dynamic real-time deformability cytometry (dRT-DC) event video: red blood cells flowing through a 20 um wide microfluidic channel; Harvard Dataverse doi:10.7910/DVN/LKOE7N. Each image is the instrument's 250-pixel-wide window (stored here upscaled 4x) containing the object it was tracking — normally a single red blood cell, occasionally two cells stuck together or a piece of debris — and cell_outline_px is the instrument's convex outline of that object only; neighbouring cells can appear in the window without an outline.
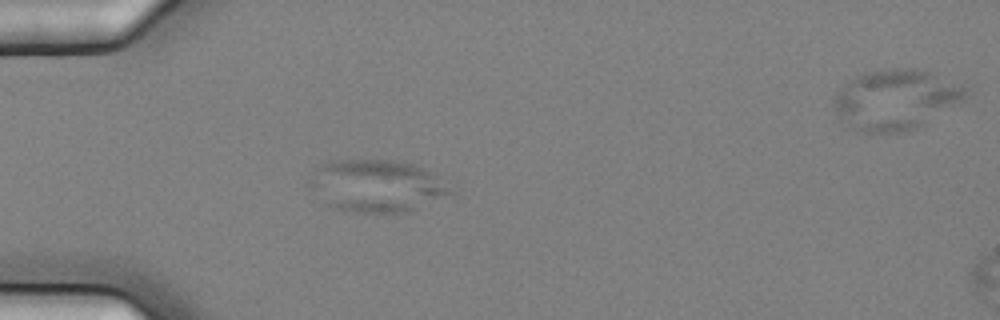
{"species": "common noctule bat (a hibernating species)", "species_latin": "Nyctalus noctula", "temperature_condition": "cold", "stored_images_in_passage": 7, "camera_frame_rate_fps": 3000, "um_per_image_px": 0.085, "animal": {"sex": "female", "body_mass_g": 25.1}, "frame": {"image": 1, "passage_image": 6, "time_ms": 1.667, "image_size_px": [1000, 320], "cell_outline_px": [[456, 192], [416, 208], [400, 212], [356, 212], [336, 208], [328, 204], [308, 184], [308, 180], [316, 168], [320, 164], [332, 160], [392, 160], [412, 164], [428, 172]], "centroid_in_image_um": [31.96, 15.78], "position_along_channel_um": 53.0, "area_um2": 41.85}}